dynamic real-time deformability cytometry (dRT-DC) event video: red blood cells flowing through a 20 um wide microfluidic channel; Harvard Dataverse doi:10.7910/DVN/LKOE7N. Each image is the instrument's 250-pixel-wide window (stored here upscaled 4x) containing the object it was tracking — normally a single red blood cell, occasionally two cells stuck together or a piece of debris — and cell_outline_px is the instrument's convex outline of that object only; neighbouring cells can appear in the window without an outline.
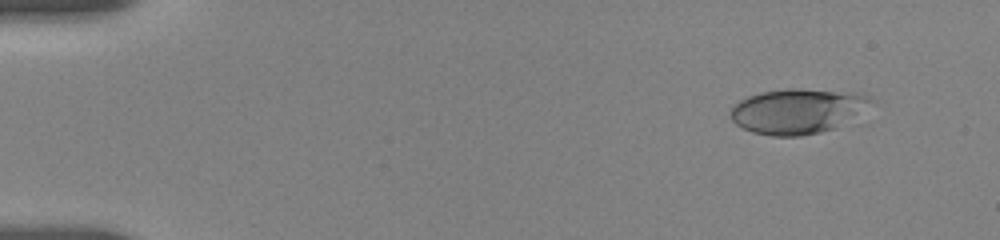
{"species": "human", "species_latin": "Homo sapiens", "temperature_condition": "room temperature", "stored_images_in_passage": 30, "camera_frame_rate_fps": 3000, "um_per_image_px": 0.085, "donor": {"sex": "female"}, "frame": {"image": 1, "passage_image": 1, "time_ms": 0.0, "image_size_px": [1000, 240], "cell_outline_px": [[876, 100], [836, 128], [820, 132], [800, 136], [772, 136], [752, 132], [736, 124], [732, 120], [732, 108], [740, 100], [748, 96], [760, 92], [788, 88], [800, 88], [848, 92], [872, 96]], "centroid_in_image_um": [67.78, 9.43], "position_along_channel_um": 17.2, "area_um2": 36.53}}
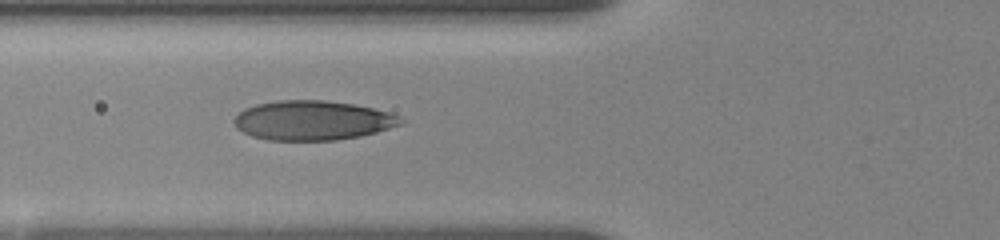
{"frame": {"image": 2, "passage_image": 25, "time_ms": 5.333, "image_size_px": [1000, 240], "cell_outline_px": [[404, 120], [400, 124], [376, 132], [360, 136], [336, 140], [268, 140], [252, 136], [236, 128], [232, 120], [244, 108], [256, 104], [280, 100], [324, 100], [352, 104], [372, 108], [388, 112], [400, 116]], "centroid_in_image_um": [26.54, 10.23], "position_along_channel_um": 99.3, "area_um2": 38.21}}
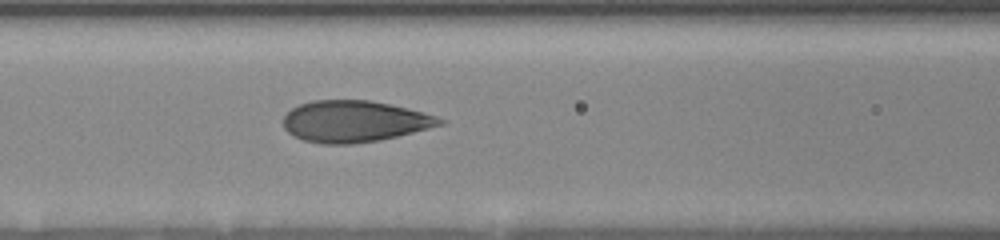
{"frame": {"image": 3, "passage_image": 30, "time_ms": 6.333, "image_size_px": [1000, 240], "cell_outline_px": [[448, 120], [444, 124], [380, 140], [352, 144], [324, 144], [304, 140], [292, 136], [284, 128], [284, 116], [292, 108], [300, 104], [312, 100], [368, 100], [408, 108], [436, 116]], "centroid_in_image_um": [30.11, 10.32], "position_along_channel_um": 136.5, "area_um2": 37.69}}